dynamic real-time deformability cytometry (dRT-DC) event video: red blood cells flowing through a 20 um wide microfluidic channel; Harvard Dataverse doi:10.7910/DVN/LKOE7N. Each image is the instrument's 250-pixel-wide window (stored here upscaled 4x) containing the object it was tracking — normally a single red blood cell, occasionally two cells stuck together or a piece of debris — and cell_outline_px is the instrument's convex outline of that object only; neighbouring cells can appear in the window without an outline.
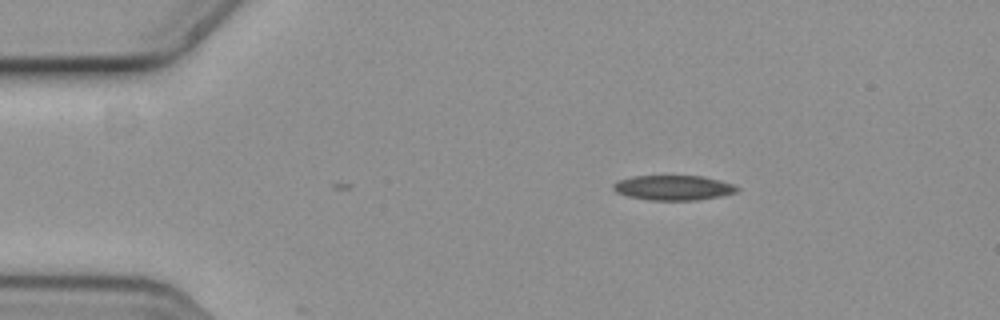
{"species": "common noctule bat (a hibernating species)", "species_latin": "Nyctalus noctula", "temperature_condition": "cold", "stored_images_in_passage": 4, "camera_frame_rate_fps": 3000, "um_per_image_px": 0.085, "animal": {"sex": "female", "body_mass_g": 19.3, "forearm_length_mm": 54.1}, "frame": {"image": 1, "passage_image": 4, "time_ms": 1.0, "image_size_px": [1000, 320], "cell_outline_px": [[740, 188], [736, 192], [720, 196], [696, 200], [648, 200], [628, 196], [616, 192], [612, 188], [612, 184], [620, 180], [632, 176], [700, 176], [720, 180], [732, 184]], "centroid_in_image_um": [57.22, 15.96], "position_along_channel_um": 27.8, "area_um2": 17.86}}